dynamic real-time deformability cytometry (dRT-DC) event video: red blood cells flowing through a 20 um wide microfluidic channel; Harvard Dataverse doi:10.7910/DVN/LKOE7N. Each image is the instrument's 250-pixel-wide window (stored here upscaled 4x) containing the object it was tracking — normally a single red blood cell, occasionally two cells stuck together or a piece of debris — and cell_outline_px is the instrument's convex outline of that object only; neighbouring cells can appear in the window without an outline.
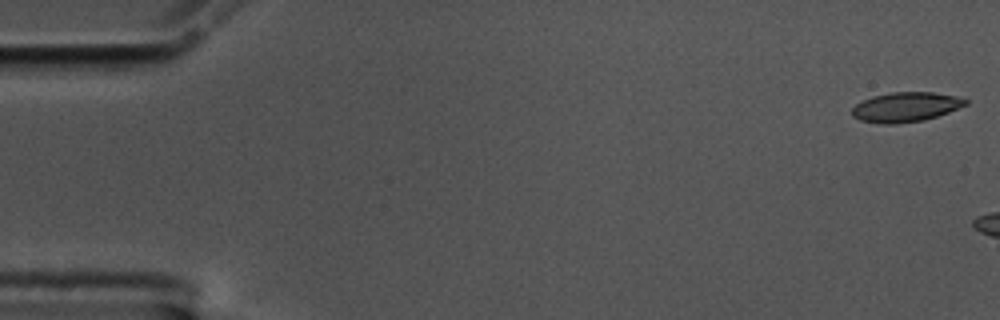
{"species": "common noctule bat (a hibernating species)", "species_latin": "Nyctalus noctula", "temperature_condition": "cold", "stored_images_in_passage": 6, "camera_frame_rate_fps": 3000, "um_per_image_px": 0.085, "animal": {"sex": "male", "body_mass_g": 17.5, "forearm_length_mm": 52.3}, "frame": {"image": 1, "passage_image": 1, "time_ms": 0.0, "image_size_px": [1000, 320], "cell_outline_px": [[968, 104], [948, 112], [924, 120], [896, 124], [884, 124], [860, 120], [852, 116], [852, 108], [856, 104], [872, 96], [892, 92], [932, 92], [964, 96], [968, 100]], "centroid_in_image_um": [77.03, 9.08], "position_along_channel_um": 8.0, "area_um2": 19.77}}